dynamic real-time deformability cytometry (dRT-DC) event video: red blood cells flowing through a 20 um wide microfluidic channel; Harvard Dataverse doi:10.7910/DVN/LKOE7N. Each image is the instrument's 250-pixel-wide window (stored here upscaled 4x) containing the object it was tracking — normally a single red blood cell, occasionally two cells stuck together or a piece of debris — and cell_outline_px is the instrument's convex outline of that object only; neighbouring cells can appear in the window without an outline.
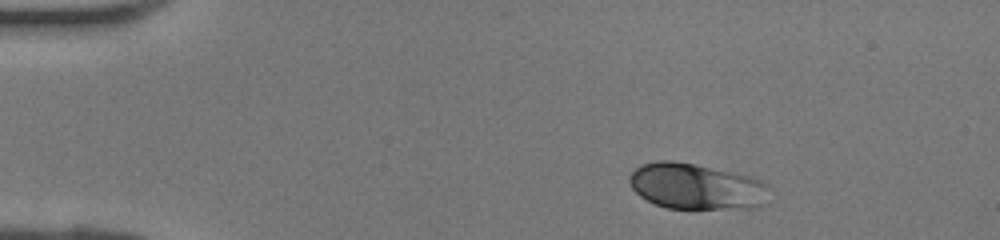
{"species": "human", "species_latin": "Homo sapiens", "temperature_condition": "room temperature", "stored_images_in_passage": 36, "camera_frame_rate_fps": 3000, "um_per_image_px": 0.085, "donor": {"sex": "female"}, "frame": {"image": 1, "passage_image": 1, "time_ms": 0.0, "image_size_px": [1000, 240], "cell_outline_px": [[768, 188], [760, 204], [756, 208], [668, 208], [656, 204], [640, 196], [632, 188], [628, 180], [628, 176], [640, 164], [656, 160], [672, 160], [696, 164], [740, 172], [752, 176], [768, 184]], "centroid_in_image_um": [59.14, 15.81], "position_along_channel_um": 25.9, "area_um2": 37.57}}
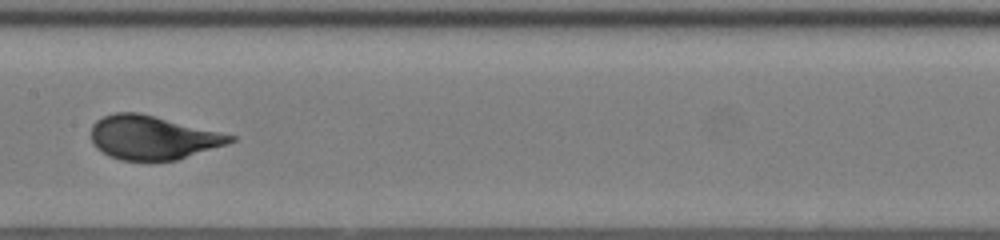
{"frame": {"image": 2, "passage_image": 16, "time_ms": 5.0, "image_size_px": [1000, 240], "cell_outline_px": [[236, 140], [228, 144], [176, 160], [120, 160], [108, 156], [96, 148], [92, 144], [92, 124], [96, 120], [104, 116], [116, 112], [140, 112], [236, 136]], "centroid_in_image_um": [12.96, 11.69], "position_along_channel_um": 194.4, "area_um2": 35.49}}
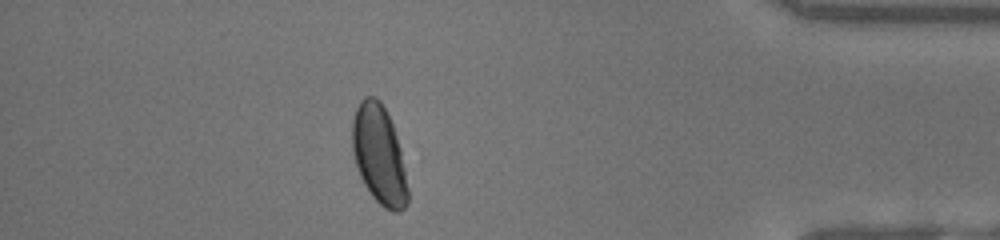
{"frame": {"image": 3, "passage_image": 31, "time_ms": 10.0, "image_size_px": [1000, 240], "cell_outline_px": [[408, 204], [400, 212], [392, 212], [384, 208], [372, 196], [364, 184], [360, 176], [352, 152], [352, 120], [356, 108], [360, 100], [364, 96], [376, 96], [380, 100], [392, 124], [400, 148], [408, 188]], "centroid_in_image_um": [32.21, 13.17], "position_along_channel_um": 403.0, "area_um2": 32.02}}